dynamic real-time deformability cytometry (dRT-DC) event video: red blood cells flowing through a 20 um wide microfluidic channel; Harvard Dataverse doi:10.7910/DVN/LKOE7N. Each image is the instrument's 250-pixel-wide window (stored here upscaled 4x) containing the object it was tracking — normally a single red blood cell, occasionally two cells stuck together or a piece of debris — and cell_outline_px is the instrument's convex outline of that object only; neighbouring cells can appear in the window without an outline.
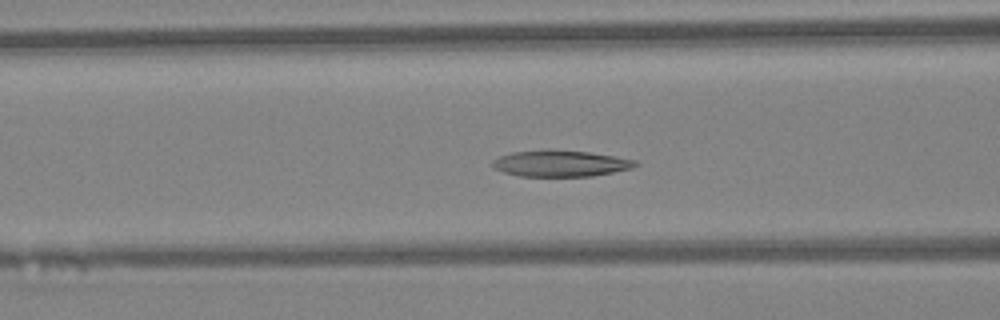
{"species": "Egyptian fruit bat (a non-hibernating species)", "species_latin": "Rousettus aegyptiacus", "temperature_condition": "warm", "stored_images_in_passage": 47, "camera_frame_rate_fps": 3000, "um_per_image_px": 0.085, "animal": {"sex": "female"}, "frame": {"image": 1, "passage_image": 18, "time_ms": 5.667, "image_size_px": [1000, 320], "cell_outline_px": [[640, 164], [632, 168], [592, 176], [520, 176], [504, 172], [496, 168], [492, 164], [492, 160], [500, 156], [512, 152], [540, 148], [548, 148], [588, 152], [616, 156], [636, 160]], "centroid_in_image_um": [47.64, 13.86], "position_along_channel_um": 119.0, "area_um2": 22.2}}
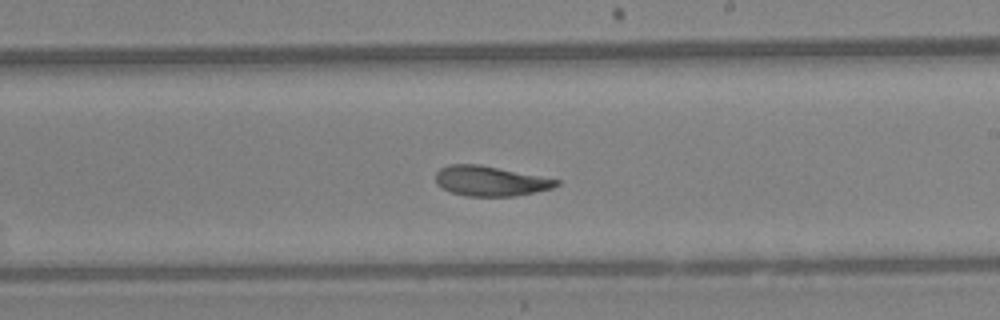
{"frame": {"image": 2, "passage_image": 27, "time_ms": 8.667, "image_size_px": [1000, 320], "cell_outline_px": [[560, 184], [552, 188], [516, 196], [468, 196], [452, 192], [436, 184], [436, 172], [440, 168], [448, 164], [476, 164], [560, 180]], "centroid_in_image_um": [41.65, 15.39], "position_along_channel_um": 247.3, "area_um2": 20.75}}
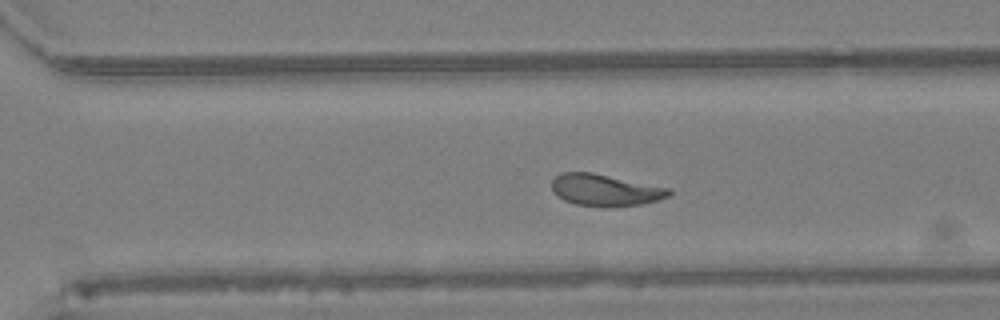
{"frame": {"image": 3, "passage_image": 32, "time_ms": 10.333, "image_size_px": [1000, 320], "cell_outline_px": [[672, 192], [668, 196], [660, 200], [640, 204], [608, 208], [604, 208], [576, 204], [564, 200], [556, 196], [552, 192], [552, 180], [560, 172], [592, 172], [672, 188]], "centroid_in_image_um": [51.44, 16.16], "position_along_channel_um": 319.2, "area_um2": 22.14}, "authors_computed_cell_mechanics": {"area_um2": 22.253, "velocity_mm_per_s": 4.3113, "shape_relaxation_time_tau1_ms": 10.1178, "shape_relaxation_time_tau2_ms": 1.9206, "deformation_change_tau1": 0.262, "deformation_change_tau2": 0.0904}}